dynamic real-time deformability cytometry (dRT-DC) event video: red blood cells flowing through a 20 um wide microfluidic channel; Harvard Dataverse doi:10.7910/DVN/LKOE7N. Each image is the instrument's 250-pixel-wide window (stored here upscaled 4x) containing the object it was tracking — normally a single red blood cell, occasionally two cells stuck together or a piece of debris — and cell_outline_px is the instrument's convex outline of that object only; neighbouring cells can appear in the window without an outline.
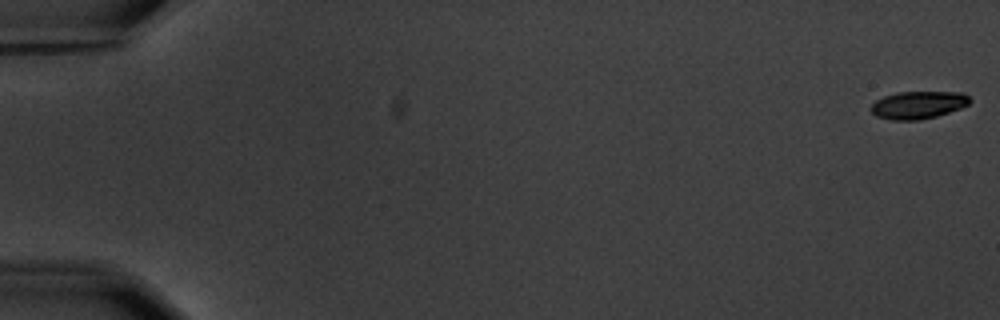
{"species": "common noctule bat (a hibernating species)", "species_latin": "Nyctalus noctula", "temperature_condition": "warm", "stored_images_in_passage": 6, "camera_frame_rate_fps": 3000, "um_per_image_px": 0.085, "animal": {"sex": "male", "body_mass_g": 20.1, "forearm_length_mm": 53.5}, "frame": {"image": 1, "passage_image": 1, "time_ms": 0.0, "image_size_px": [1000, 320], "cell_outline_px": [[972, 100], [968, 104], [960, 108], [936, 116], [920, 120], [892, 120], [876, 116], [872, 112], [872, 104], [876, 100], [884, 96], [896, 92], [964, 92]], "centroid_in_image_um": [78.06, 8.91], "position_along_channel_um": 6.9, "area_um2": 15.84}}
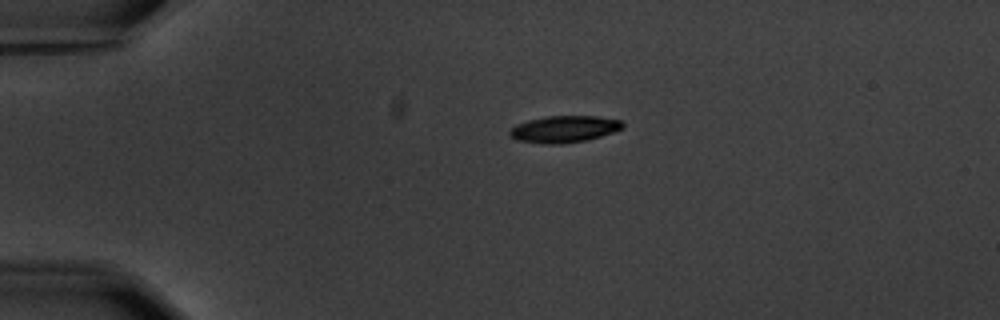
{"frame": {"image": 2, "passage_image": 4, "time_ms": 4.333, "image_size_px": [1000, 320], "cell_outline_px": [[624, 128], [600, 136], [584, 140], [560, 144], [544, 144], [516, 140], [508, 136], [508, 132], [516, 124], [528, 120], [548, 116], [596, 116], [620, 120], [624, 124]], "centroid_in_image_um": [47.91, 10.97], "position_along_channel_um": 37.1, "area_um2": 17.57}}
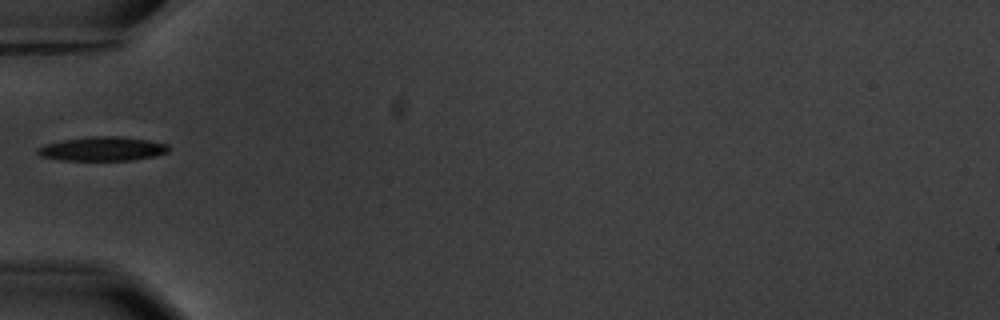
{"frame": {"image": 3, "passage_image": 6, "time_ms": 6.667, "image_size_px": [1000, 320], "cell_outline_px": [[172, 148], [168, 152], [152, 156], [132, 160], [60, 160], [40, 156], [36, 152], [36, 148], [44, 144], [64, 140], [88, 136], [120, 136], [148, 140], [168, 144]], "centroid_in_image_um": [8.7, 12.64], "position_along_channel_um": 76.3, "area_um2": 18.5}}